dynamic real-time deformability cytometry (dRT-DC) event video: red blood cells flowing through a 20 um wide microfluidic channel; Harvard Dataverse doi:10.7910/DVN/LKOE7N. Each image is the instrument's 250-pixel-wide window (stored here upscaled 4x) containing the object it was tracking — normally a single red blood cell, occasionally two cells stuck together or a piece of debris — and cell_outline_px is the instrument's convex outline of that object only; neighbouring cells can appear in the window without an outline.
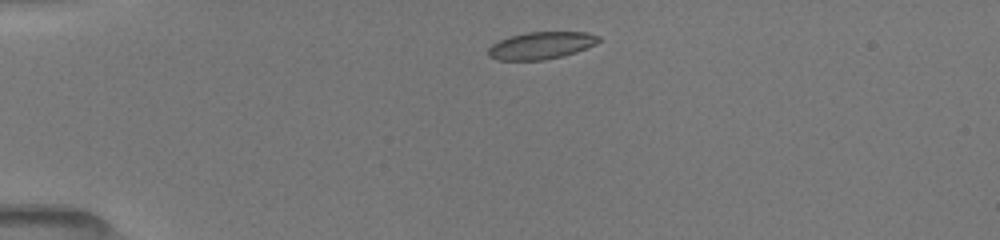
{"species": "common noctule bat (a hibernating species)", "species_latin": "Nyctalus noctula", "temperature_condition": "room temperature", "stored_images_in_passage": 6, "camera_frame_rate_fps": 3000, "um_per_image_px": 0.085, "animal": {"sex": "female", "body_mass_g": 19.5, "forearm_length_mm": 54.1}, "frame": {"image": 1, "passage_image": 1, "time_ms": 0.0, "image_size_px": [1000, 240], "cell_outline_px": [[600, 40], [596, 44], [576, 52], [544, 60], [496, 60], [488, 56], [488, 48], [492, 44], [508, 36], [528, 32], [588, 32], [600, 36]], "centroid_in_image_um": [45.98, 3.86], "position_along_channel_um": 39.0, "area_um2": 17.57}}
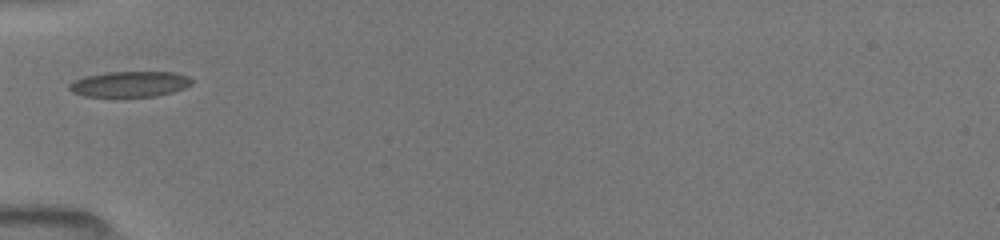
{"frame": {"image": 2, "passage_image": 4, "time_ms": 2.0, "image_size_px": [1000, 240], "cell_outline_px": [[192, 84], [184, 88], [172, 92], [156, 96], [84, 96], [72, 92], [68, 88], [68, 84], [72, 80], [84, 76], [108, 72], [176, 72], [188, 76], [192, 80]], "centroid_in_image_um": [11.01, 7.14], "position_along_channel_um": 74.0, "area_um2": 18.32}}
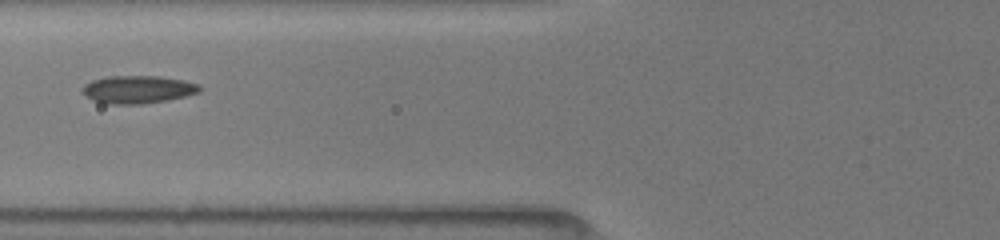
{"frame": {"image": 3, "passage_image": 5, "time_ms": 3.0, "image_size_px": [1000, 240], "cell_outline_px": [[204, 88], [200, 92], [168, 100], [140, 104], [108, 104], [92, 100], [84, 96], [80, 88], [84, 84], [92, 80], [108, 76], [160, 76], [184, 80], [200, 84]], "centroid_in_image_um": [11.71, 7.6], "position_along_channel_um": 114.1, "area_um2": 19.31}}